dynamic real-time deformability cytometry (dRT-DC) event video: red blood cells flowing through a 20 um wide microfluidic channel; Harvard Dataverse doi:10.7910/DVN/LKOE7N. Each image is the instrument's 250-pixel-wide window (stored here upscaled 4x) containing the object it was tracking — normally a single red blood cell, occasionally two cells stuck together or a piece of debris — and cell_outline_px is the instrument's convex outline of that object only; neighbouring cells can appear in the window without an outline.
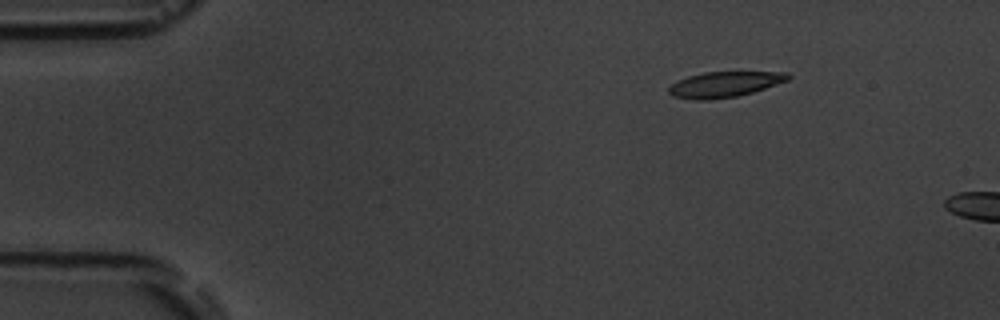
{"species": "common noctule bat (a hibernating species)", "species_latin": "Nyctalus noctula", "temperature_condition": "room temperature", "stored_images_in_passage": 4, "camera_frame_rate_fps": 3000, "um_per_image_px": 0.085, "animal": {"sex": "male", "body_mass_g": 19.5, "forearm_length_mm": 54.6}, "frame": {"image": 1, "passage_image": 2, "time_ms": 1.333, "image_size_px": [1000, 320], "cell_outline_px": [[792, 76], [788, 80], [752, 92], [736, 96], [708, 100], [692, 100], [672, 96], [668, 92], [668, 88], [676, 80], [688, 76], [704, 72], [788, 72]], "centroid_in_image_um": [61.54, 7.17], "position_along_channel_um": 23.5, "area_um2": 17.74}}